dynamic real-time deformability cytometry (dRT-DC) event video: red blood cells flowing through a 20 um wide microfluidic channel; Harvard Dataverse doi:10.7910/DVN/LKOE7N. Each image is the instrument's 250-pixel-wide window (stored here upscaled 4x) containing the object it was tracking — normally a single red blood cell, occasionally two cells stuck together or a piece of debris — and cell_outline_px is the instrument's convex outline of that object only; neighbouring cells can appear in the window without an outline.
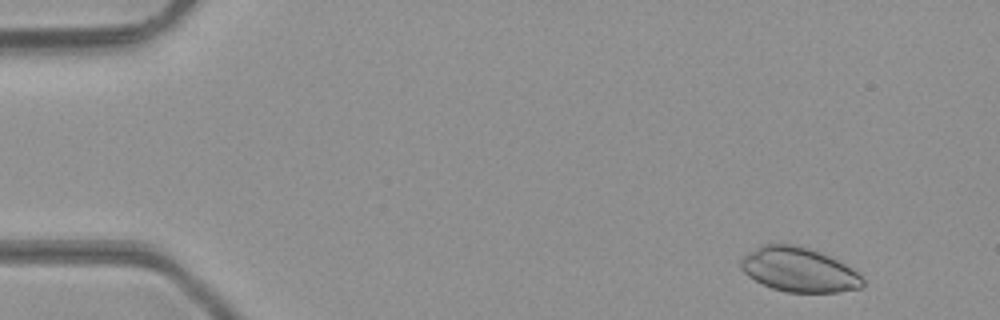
{"species": "common noctule bat (a hibernating species)", "species_latin": "Nyctalus noctula", "temperature_condition": "room temperature", "stored_images_in_passage": 45, "camera_frame_rate_fps": 3000, "um_per_image_px": 0.085, "animal": {"sex": "male", "body_mass_g": 23.1, "forearm_length_mm": 52.7}, "frame": {"image": 1, "passage_image": 1, "time_ms": 0.0, "image_size_px": [1000, 320], "cell_outline_px": [[864, 284], [860, 288], [840, 292], [788, 292], [772, 288], [748, 276], [740, 268], [740, 260], [744, 256], [756, 248], [764, 244], [792, 244], [808, 248], [820, 252], [852, 268], [864, 280]], "centroid_in_image_um": [67.9, 22.93], "position_along_channel_um": 17.1, "area_um2": 31.15}}
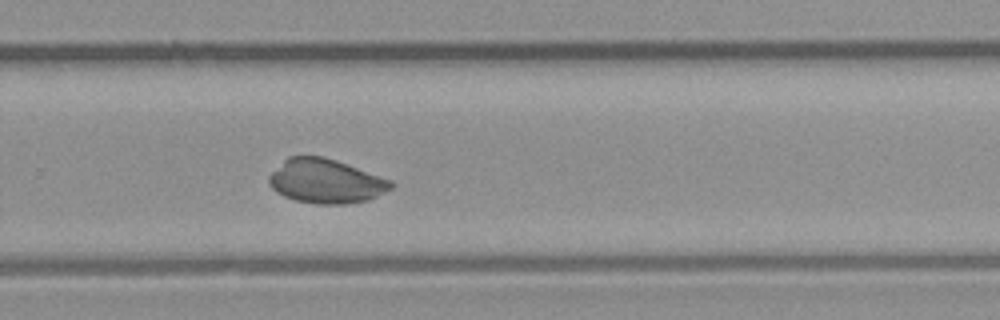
{"frame": {"image": 2, "passage_image": 29, "time_ms": 9.333, "image_size_px": [1000, 320], "cell_outline_px": [[392, 188], [368, 200], [348, 204], [316, 204], [296, 200], [284, 196], [276, 192], [268, 184], [268, 176], [288, 156], [324, 156], [336, 160], [392, 180]], "centroid_in_image_um": [27.67, 15.4], "position_along_channel_um": 302.1, "area_um2": 31.39}}
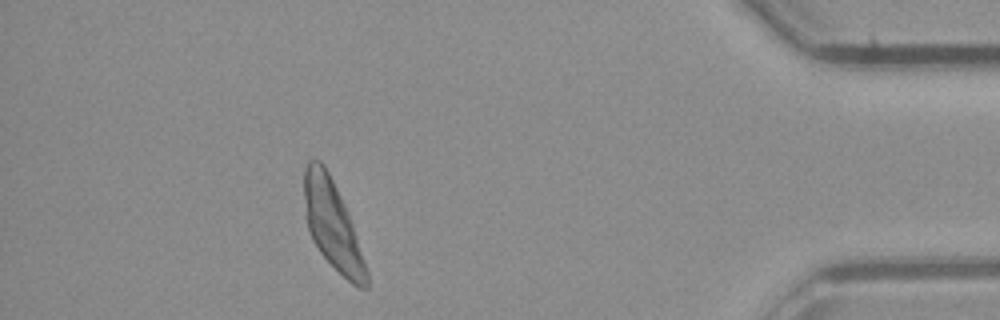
{"frame": {"image": 3, "passage_image": 40, "time_ms": 13.0, "image_size_px": [1000, 320], "cell_outline_px": [[368, 288], [360, 288], [352, 284], [320, 252], [312, 240], [308, 228], [304, 196], [304, 168], [308, 160], [320, 160], [324, 164], [336, 188], [352, 224], [368, 272]], "centroid_in_image_um": [28.25, 19.11], "position_along_channel_um": 407.0, "area_um2": 31.21}}